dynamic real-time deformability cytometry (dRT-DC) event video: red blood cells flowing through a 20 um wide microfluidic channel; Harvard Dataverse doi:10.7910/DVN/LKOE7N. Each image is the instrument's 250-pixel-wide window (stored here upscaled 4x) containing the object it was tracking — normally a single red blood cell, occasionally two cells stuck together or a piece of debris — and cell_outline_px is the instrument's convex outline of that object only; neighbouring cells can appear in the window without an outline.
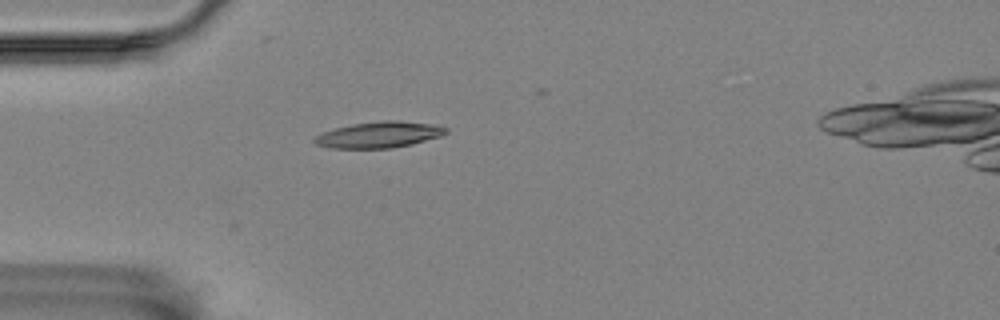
{"species": "Egyptian fruit bat (a non-hibernating species)", "species_latin": "Rousettus aegyptiacus", "temperature_condition": "room temperature", "stored_images_in_passage": 3, "camera_frame_rate_fps": 3000, "um_per_image_px": 0.085, "animal": {"sex": "female"}, "frame": {"image": 1, "passage_image": 3, "time_ms": 0.667, "image_size_px": [1000, 320], "cell_outline_px": [[448, 132], [440, 136], [412, 144], [392, 148], [332, 148], [316, 144], [312, 140], [316, 136], [324, 132], [336, 128], [352, 124], [380, 120], [400, 120], [432, 124], [448, 128]], "centroid_in_image_um": [32.24, 11.44], "position_along_channel_um": 52.8, "area_um2": 19.94}}